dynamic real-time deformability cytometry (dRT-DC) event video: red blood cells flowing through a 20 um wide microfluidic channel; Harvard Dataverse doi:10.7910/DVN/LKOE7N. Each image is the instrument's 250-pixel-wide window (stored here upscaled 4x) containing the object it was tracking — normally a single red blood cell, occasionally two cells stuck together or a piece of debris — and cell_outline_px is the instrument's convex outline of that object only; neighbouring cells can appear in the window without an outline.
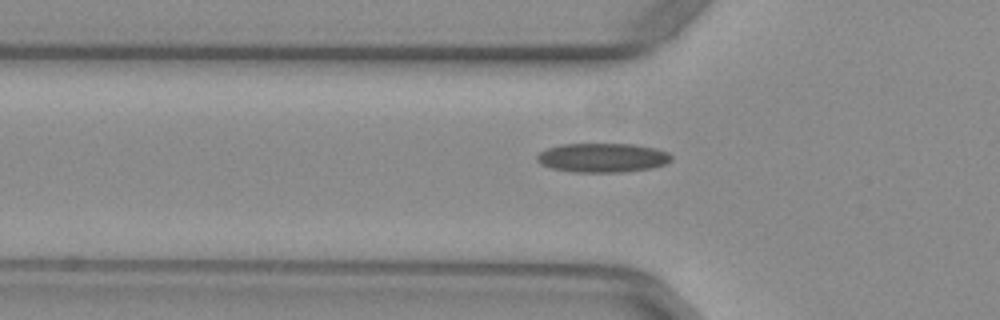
{"species": "common noctule bat (a hibernating species)", "species_latin": "Nyctalus noctula", "temperature_condition": "warm", "stored_images_in_passage": 35, "camera_frame_rate_fps": 3000, "um_per_image_px": 0.085, "animal": {"sex": "female", "body_mass_g": 29.2, "forearm_length_mm": 56.3}, "frame": {"image": 1, "passage_image": 2, "time_ms": 0.333, "image_size_px": [1000, 320], "cell_outline_px": [[672, 160], [664, 164], [648, 168], [624, 172], [572, 172], [552, 168], [540, 164], [536, 160], [536, 156], [540, 152], [548, 148], [560, 144], [632, 144], [656, 148], [668, 152], [672, 156]], "centroid_in_image_um": [51.19, 13.4], "position_along_channel_um": 74.6, "area_um2": 22.83}}
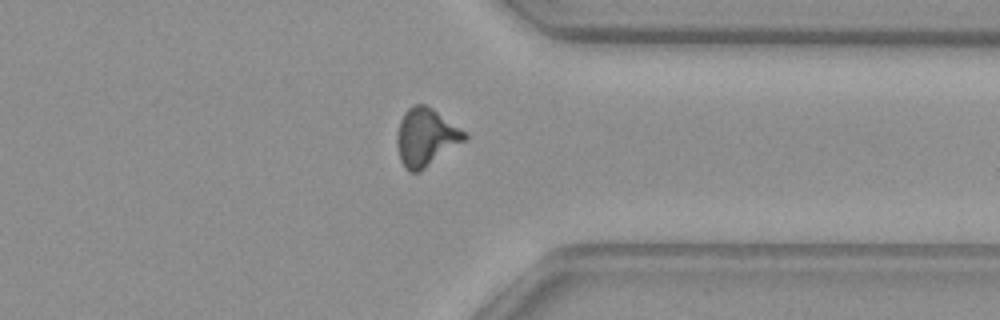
{"frame": {"image": 2, "passage_image": 25, "time_ms": 8.0, "image_size_px": [1000, 320], "cell_outline_px": [[468, 136], [464, 140], [420, 172], [408, 172], [404, 168], [400, 160], [396, 144], [396, 136], [400, 120], [404, 112], [408, 108], [416, 104], [424, 104], [432, 108], [464, 132]], "centroid_in_image_um": [36.13, 11.68], "position_along_channel_um": 375.3, "area_um2": 22.43}}
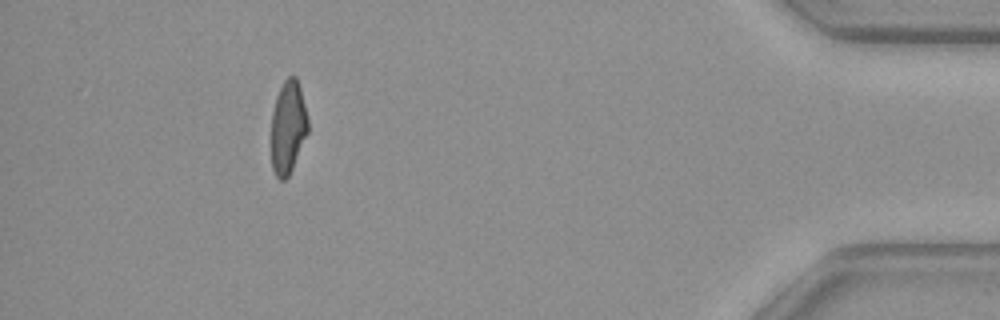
{"frame": {"image": 3, "passage_image": 32, "time_ms": 10.333, "image_size_px": [1000, 320], "cell_outline_px": [[308, 132], [292, 168], [288, 176], [284, 180], [280, 180], [276, 176], [272, 168], [272, 112], [276, 96], [284, 80], [288, 76], [296, 76], [300, 88], [308, 120]], "centroid_in_image_um": [24.48, 10.8], "position_along_channel_um": 410.7, "area_um2": 19.65}}